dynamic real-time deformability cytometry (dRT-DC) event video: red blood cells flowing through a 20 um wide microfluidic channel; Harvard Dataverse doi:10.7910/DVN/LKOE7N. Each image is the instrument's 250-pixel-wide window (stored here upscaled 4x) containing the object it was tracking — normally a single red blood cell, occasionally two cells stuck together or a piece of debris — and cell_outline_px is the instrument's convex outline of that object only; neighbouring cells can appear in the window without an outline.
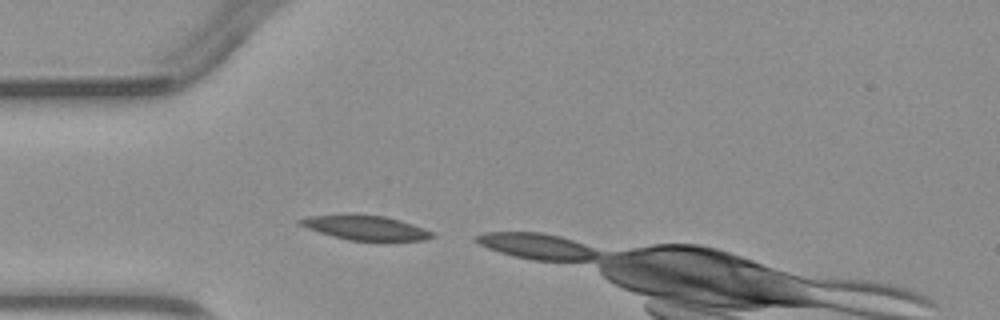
{"species": "common noctule bat (a hibernating species)", "species_latin": "Nyctalus noctula", "temperature_condition": "warm", "stored_images_in_passage": 2, "camera_frame_rate_fps": 3000, "um_per_image_px": 0.085, "animal": {"sex": "male", "body_mass_g": 23.1, "forearm_length_mm": 52.7}, "frame": {"image": 1, "passage_image": 1, "time_ms": 0.0, "image_size_px": [1000, 320], "cell_outline_px": [[436, 236], [424, 240], [384, 244], [348, 240], [332, 236], [296, 224], [296, 220], [308, 216], [348, 212], [356, 212], [384, 216], [400, 220], [436, 232]], "centroid_in_image_um": [31.11, 19.37], "position_along_channel_um": 53.9, "area_um2": 20.58}}